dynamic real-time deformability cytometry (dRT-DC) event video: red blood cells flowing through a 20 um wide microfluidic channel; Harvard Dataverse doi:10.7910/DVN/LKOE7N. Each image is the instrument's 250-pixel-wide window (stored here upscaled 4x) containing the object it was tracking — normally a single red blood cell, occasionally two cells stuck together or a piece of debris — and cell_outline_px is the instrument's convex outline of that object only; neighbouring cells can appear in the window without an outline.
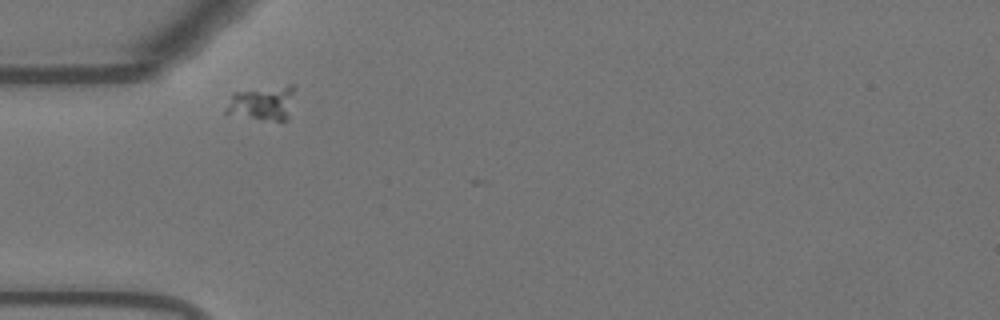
{"species": "Egyptian fruit bat (a non-hibernating species)", "species_latin": "Rousettus aegyptiacus", "temperature_condition": "warm", "stored_images_in_passage": 11, "camera_frame_rate_fps": 3000, "um_per_image_px": 0.085, "animal": {"sex": "female"}, "frame": {"image": 1, "passage_image": 1, "time_ms": 0.0, "image_size_px": [1000, 320], "cell_outline_px": [[296, 88], [288, 120], [276, 120], [224, 112], [224, 108], [232, 92], [288, 84], [292, 84]], "centroid_in_image_um": [22.35, 8.7], "position_along_channel_um": 62.6, "area_um2": 13.7}}
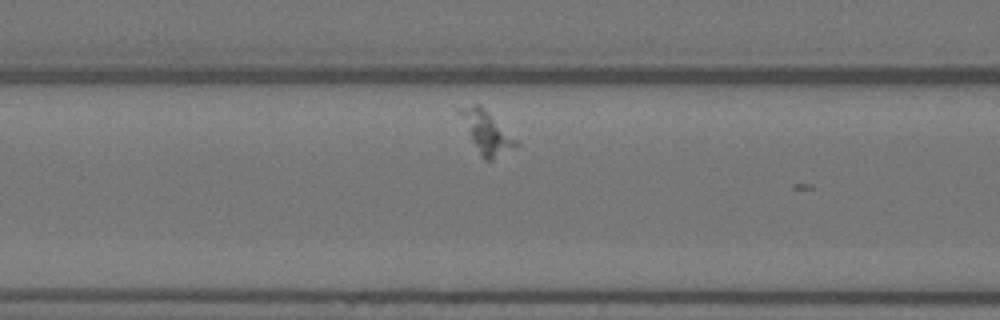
{"frame": {"image": 2, "passage_image": 7, "time_ms": 2.0, "image_size_px": [1000, 320], "cell_outline_px": [[520, 144], [516, 148], [492, 160], [484, 160], [480, 156], [456, 112], [472, 104], [480, 104]], "centroid_in_image_um": [41.34, 11.27], "position_along_channel_um": 125.3, "area_um2": 13.64}}
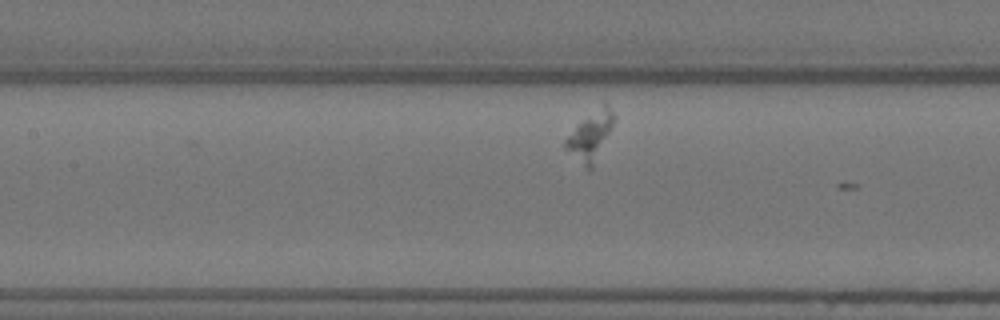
{"frame": {"image": 3, "passage_image": 10, "time_ms": 3.0, "image_size_px": [1000, 320], "cell_outline_px": [[616, 116], [592, 168], [588, 168], [564, 148], [564, 140], [604, 100], [608, 104]], "centroid_in_image_um": [50.21, 11.49], "position_along_channel_um": 157.2, "area_um2": 12.89}}